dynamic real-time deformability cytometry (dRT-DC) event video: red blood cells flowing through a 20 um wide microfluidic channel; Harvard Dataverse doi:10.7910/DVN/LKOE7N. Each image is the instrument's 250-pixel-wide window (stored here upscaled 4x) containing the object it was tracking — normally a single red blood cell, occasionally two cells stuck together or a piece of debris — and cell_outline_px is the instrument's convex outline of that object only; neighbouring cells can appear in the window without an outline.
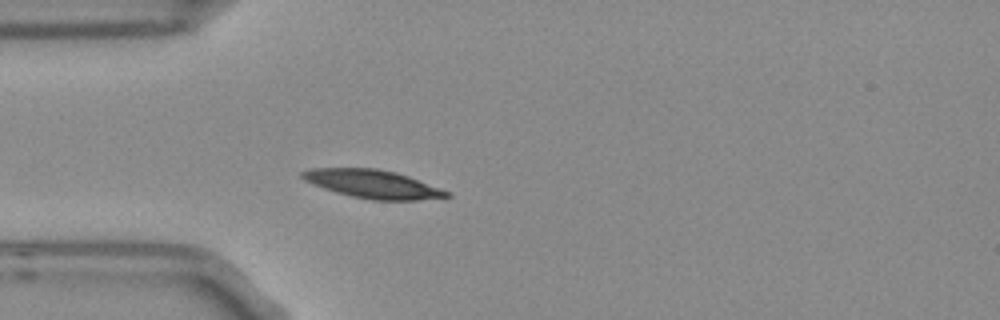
{"species": "Egyptian fruit bat (a non-hibernating species)", "species_latin": "Rousettus aegyptiacus", "temperature_condition": "room temperature", "stored_images_in_passage": 1, "camera_frame_rate_fps": 3000, "um_per_image_px": 0.085, "frame": {"image": 1, "passage_image": 1, "time_ms": 0.0, "image_size_px": [1000, 320], "cell_outline_px": [[452, 196], [416, 200], [372, 200], [352, 196], [336, 192], [312, 184], [304, 180], [300, 176], [300, 172], [312, 168], [376, 168], [396, 172], [408, 176], [448, 192]], "centroid_in_image_um": [31.62, 15.63], "position_along_channel_um": 53.4, "area_um2": 23.52}}